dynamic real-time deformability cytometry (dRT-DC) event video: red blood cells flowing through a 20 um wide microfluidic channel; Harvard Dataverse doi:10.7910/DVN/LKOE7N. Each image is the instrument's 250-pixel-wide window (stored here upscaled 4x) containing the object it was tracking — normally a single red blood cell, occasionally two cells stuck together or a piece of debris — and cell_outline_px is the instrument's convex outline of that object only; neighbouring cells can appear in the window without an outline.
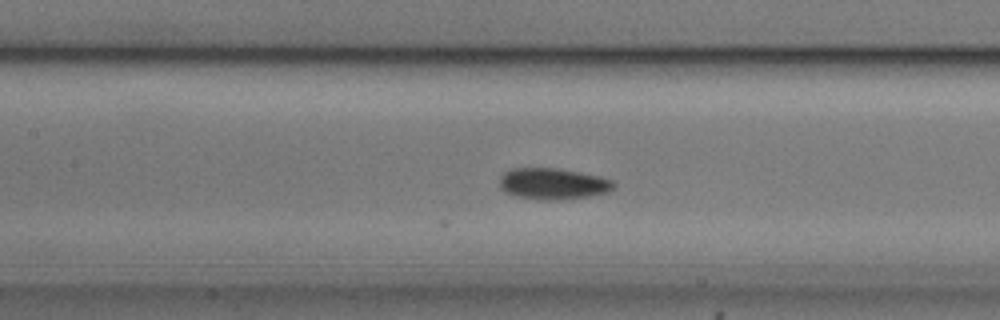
{"species": "common noctule bat (a hibernating species)", "species_latin": "Nyctalus noctula", "temperature_condition": "cold", "stored_images_in_passage": 30, "camera_frame_rate_fps": 3000, "um_per_image_px": 0.085, "animal": {"sex": "male", "body_mass_g": 20.5, "forearm_length_mm": 52.5}, "frame": {"image": 1, "passage_image": 10, "time_ms": 3.0, "image_size_px": [1000, 320], "cell_outline_px": [[616, 184], [608, 192], [588, 196], [560, 200], [536, 200], [516, 196], [504, 192], [500, 188], [500, 176], [504, 172], [512, 168], [556, 168], [580, 172], [600, 176], [612, 180]], "centroid_in_image_um": [46.97, 15.62], "position_along_channel_um": 160.4, "area_um2": 20.98}}
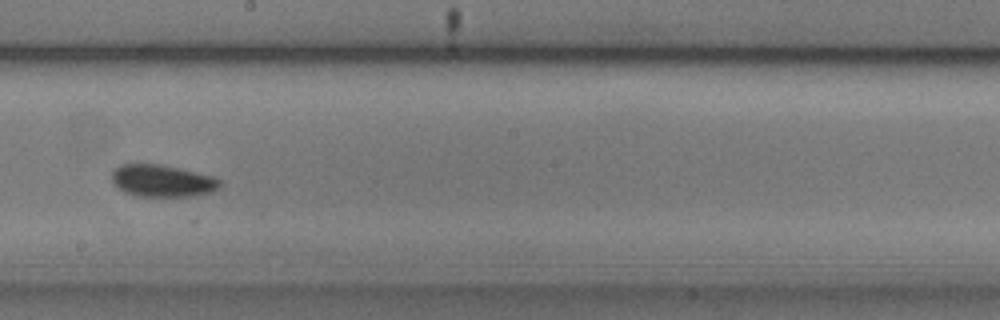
{"frame": {"image": 2, "passage_image": 16, "time_ms": 5.0, "image_size_px": [1000, 320], "cell_outline_px": [[224, 184], [220, 188], [212, 192], [192, 196], [136, 196], [124, 192], [112, 180], [112, 172], [120, 164], [160, 164], [180, 168], [212, 176], [220, 180]], "centroid_in_image_um": [13.84, 15.37], "position_along_channel_um": 234.4, "area_um2": 20.23}}
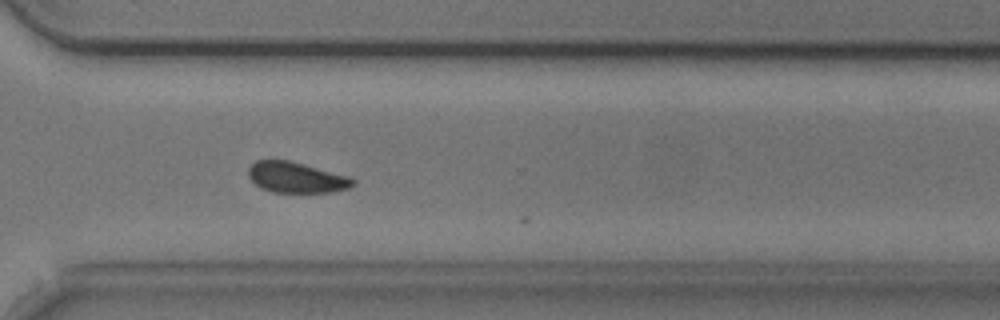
{"frame": {"image": 3, "passage_image": 25, "time_ms": 8.0, "image_size_px": [1000, 320], "cell_outline_px": [[356, 184], [348, 188], [332, 192], [272, 192], [260, 188], [248, 176], [248, 168], [256, 160], [288, 160], [352, 176], [356, 180]], "centroid_in_image_um": [25.23, 15.08], "position_along_channel_um": 345.4, "area_um2": 18.9}}